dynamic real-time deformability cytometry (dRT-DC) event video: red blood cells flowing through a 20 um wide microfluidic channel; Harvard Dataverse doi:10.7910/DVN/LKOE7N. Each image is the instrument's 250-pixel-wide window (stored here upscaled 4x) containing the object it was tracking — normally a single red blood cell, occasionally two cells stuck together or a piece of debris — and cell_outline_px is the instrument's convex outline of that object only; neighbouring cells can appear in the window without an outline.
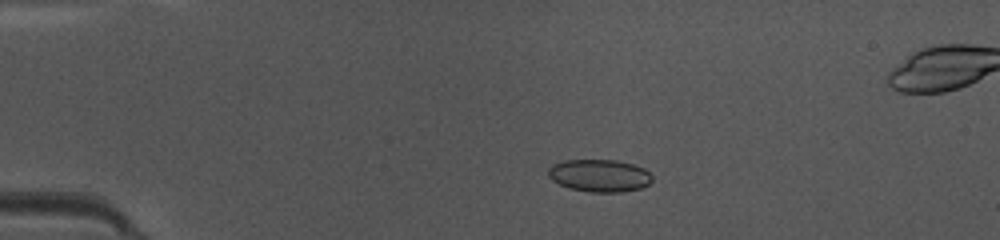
{"species": "common noctule bat (a hibernating species)", "species_latin": "Nyctalus noctula", "temperature_condition": "warm", "stored_images_in_passage": 48, "camera_frame_rate_fps": 3000, "um_per_image_px": 0.085, "animal": {"sex": "female", "body_mass_g": 10.0, "forearm_length_mm": 53.1}, "frame": {"image": 1, "passage_image": 10, "time_ms": 3.0, "image_size_px": [1000, 240], "cell_outline_px": [[652, 180], [648, 184], [640, 188], [620, 192], [588, 192], [568, 188], [552, 180], [548, 176], [548, 168], [552, 164], [564, 160], [616, 160], [632, 164], [644, 168], [652, 176]], "centroid_in_image_um": [50.93, 14.92], "position_along_channel_um": 34.1, "area_um2": 19.71}}
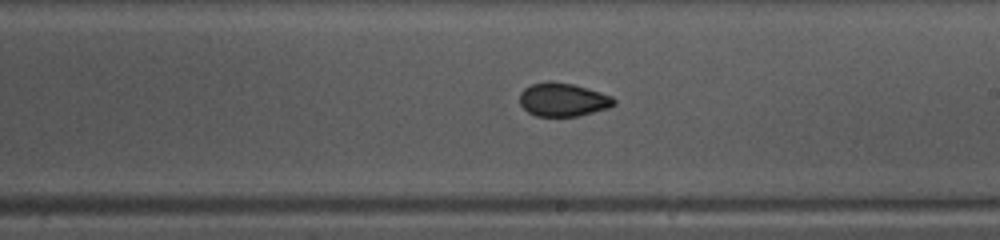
{"frame": {"image": 2, "passage_image": 28, "time_ms": 9.0, "image_size_px": [1000, 240], "cell_outline_px": [[616, 104], [608, 108], [576, 116], [536, 116], [528, 112], [520, 104], [520, 92], [524, 88], [532, 84], [548, 80], [552, 80], [572, 84], [588, 88], [612, 96], [616, 100]], "centroid_in_image_um": [47.84, 8.46], "position_along_channel_um": 241.2, "area_um2": 18.44}}
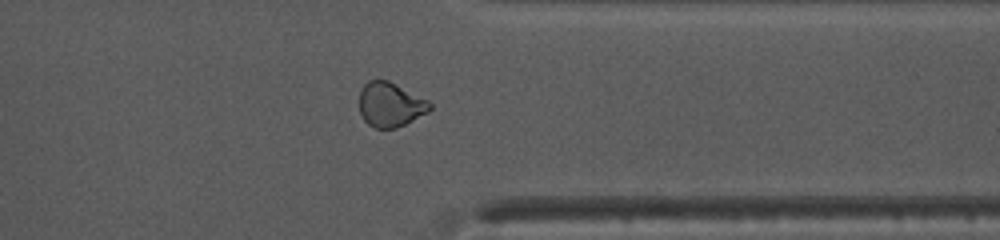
{"frame": {"image": 3, "passage_image": 38, "time_ms": 12.333, "image_size_px": [1000, 240], "cell_outline_px": [[432, 108], [428, 112], [396, 128], [376, 128], [368, 124], [364, 120], [360, 112], [360, 88], [368, 80], [388, 80], [428, 100], [432, 104]], "centroid_in_image_um": [33.17, 8.88], "position_along_channel_um": 378.2, "area_um2": 18.21}}